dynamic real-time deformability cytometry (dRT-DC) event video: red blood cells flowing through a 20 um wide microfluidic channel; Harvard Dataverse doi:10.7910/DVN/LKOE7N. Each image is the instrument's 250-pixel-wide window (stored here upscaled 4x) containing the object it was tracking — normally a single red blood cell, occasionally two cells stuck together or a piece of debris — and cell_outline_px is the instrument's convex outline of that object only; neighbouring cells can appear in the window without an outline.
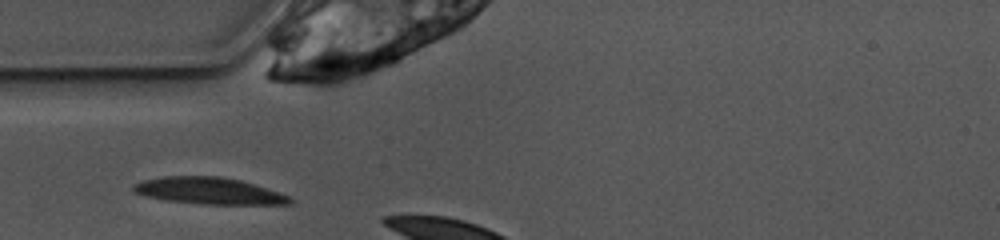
{"species": "common noctule bat (a hibernating species)", "species_latin": "Nyctalus noctula", "temperature_condition": "warm", "stored_images_in_passage": 22, "camera_frame_rate_fps": 3000, "um_per_image_px": 0.085, "animal": {"sex": "female", "body_mass_g": 10.0, "forearm_length_mm": 53.1}, "frame": {"image": 1, "passage_image": 1, "time_ms": 0.0, "image_size_px": [1000, 240], "cell_outline_px": [[292, 204], [200, 204], [164, 200], [144, 196], [136, 192], [132, 188], [132, 184], [144, 180], [164, 176], [220, 176], [240, 180], [256, 184], [280, 192], [288, 196], [292, 200]], "centroid_in_image_um": [17.76, 16.22], "position_along_channel_um": 67.2, "area_um2": 24.45}}